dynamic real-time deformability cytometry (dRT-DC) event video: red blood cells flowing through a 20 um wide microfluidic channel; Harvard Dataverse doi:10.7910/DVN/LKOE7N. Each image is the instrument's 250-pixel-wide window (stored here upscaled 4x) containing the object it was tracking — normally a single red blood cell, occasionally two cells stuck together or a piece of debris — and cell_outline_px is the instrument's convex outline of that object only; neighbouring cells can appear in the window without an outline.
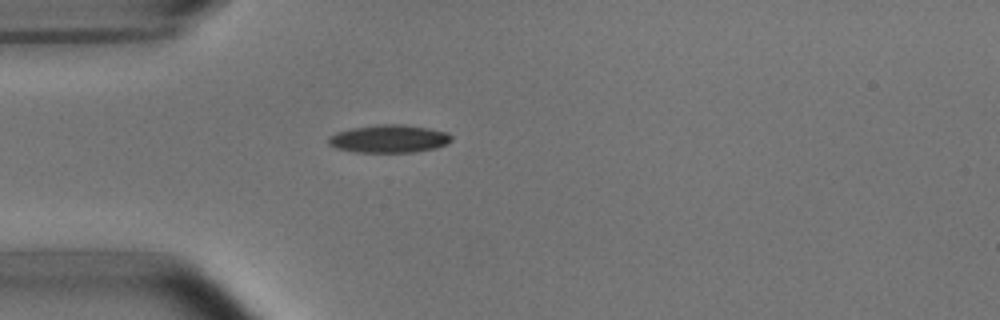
{"species": "common noctule bat (a hibernating species)", "species_latin": "Nyctalus noctula", "temperature_condition": "room temperature", "stored_images_in_passage": 5, "camera_frame_rate_fps": 3000, "um_per_image_px": 0.085, "animal": {"sex": "male", "body_mass_g": 15.6}, "frame": {"image": 1, "passage_image": 5, "time_ms": 1.333, "image_size_px": [1000, 320], "cell_outline_px": [[452, 140], [436, 148], [412, 152], [352, 152], [336, 148], [328, 144], [328, 136], [352, 128], [380, 124], [400, 124], [428, 128], [448, 132], [452, 136]], "centroid_in_image_um": [33.06, 11.8], "position_along_channel_um": 51.9, "area_um2": 19.88}}